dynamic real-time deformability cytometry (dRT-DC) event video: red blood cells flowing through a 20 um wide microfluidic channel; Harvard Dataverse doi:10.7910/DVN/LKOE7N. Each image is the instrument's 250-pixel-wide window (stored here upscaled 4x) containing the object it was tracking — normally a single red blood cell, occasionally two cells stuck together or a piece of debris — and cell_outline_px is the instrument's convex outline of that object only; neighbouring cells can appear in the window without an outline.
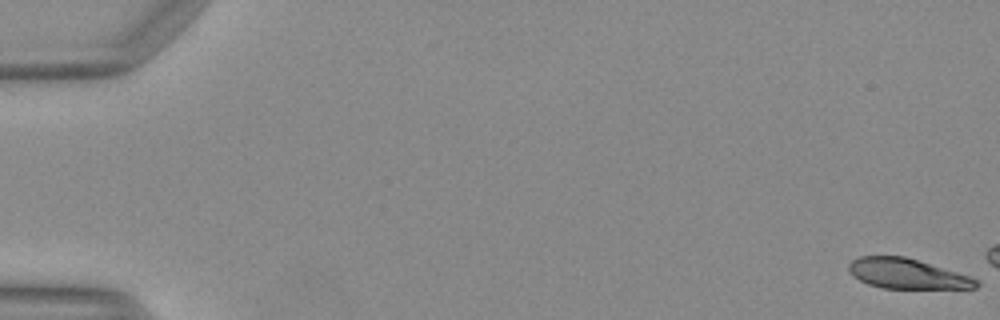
{"species": "Egyptian fruit bat (a non-hibernating species)", "species_latin": "Rousettus aegyptiacus", "temperature_condition": "warm", "stored_images_in_passage": 16, "camera_frame_rate_fps": 3000, "um_per_image_px": 0.085, "animal": {"sex": "female"}, "frame": {"image": 1, "passage_image": 1, "time_ms": 0.0, "image_size_px": [1000, 320], "cell_outline_px": [[980, 284], [976, 288], [884, 288], [868, 284], [860, 280], [848, 268], [848, 264], [852, 260], [860, 256], [904, 256], [972, 276], [980, 280]], "centroid_in_image_um": [77.16, 23.26], "position_along_channel_um": 7.8, "area_um2": 22.2}}